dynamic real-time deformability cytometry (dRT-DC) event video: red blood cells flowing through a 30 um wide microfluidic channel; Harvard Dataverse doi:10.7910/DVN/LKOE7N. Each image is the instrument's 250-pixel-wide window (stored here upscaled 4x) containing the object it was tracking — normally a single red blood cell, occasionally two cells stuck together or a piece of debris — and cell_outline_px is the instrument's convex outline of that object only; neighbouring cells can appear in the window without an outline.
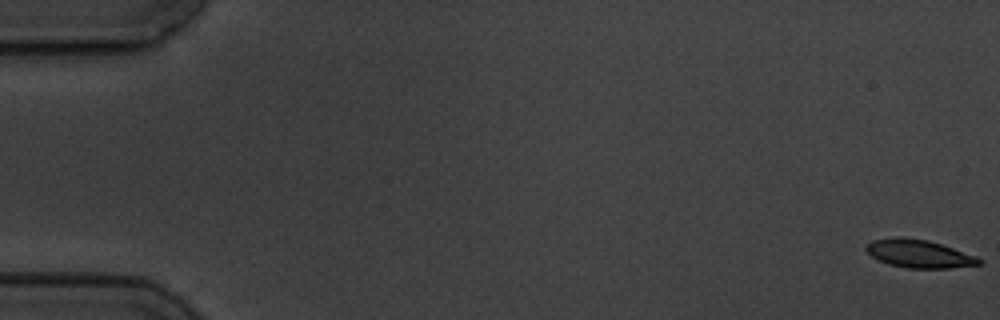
{"species": "common noctule bat (a hibernating species)", "species_latin": "Nyctalus noctula", "temperature_condition": "cold", "stored_images_in_passage": 5, "camera_frame_rate_fps": 3000, "um_per_image_px": 0.085, "animal": {"sex": "male", "body_mass_g": 19.5, "forearm_length_mm": 54.6}, "frame": {"image": 1, "passage_image": 1, "time_ms": 0.0, "image_size_px": [1000, 320], "cell_outline_px": [[984, 260], [980, 264], [952, 268], [908, 268], [888, 264], [872, 256], [864, 248], [872, 240], [896, 236], [900, 236], [928, 240], [976, 256]], "centroid_in_image_um": [78.11, 21.56], "position_along_channel_um": 6.9, "area_um2": 18.38}}
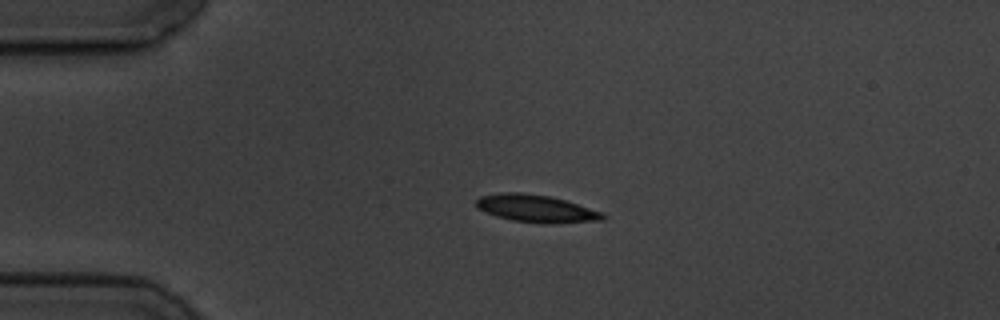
{"frame": {"image": 2, "passage_image": 4, "time_ms": 4.333, "image_size_px": [1000, 320], "cell_outline_px": [[608, 216], [604, 220], [552, 224], [548, 224], [512, 220], [496, 216], [476, 208], [476, 200], [480, 196], [500, 192], [524, 192], [552, 196], [604, 212]], "centroid_in_image_um": [45.61, 17.72], "position_along_channel_um": 39.4, "area_um2": 20.63}}